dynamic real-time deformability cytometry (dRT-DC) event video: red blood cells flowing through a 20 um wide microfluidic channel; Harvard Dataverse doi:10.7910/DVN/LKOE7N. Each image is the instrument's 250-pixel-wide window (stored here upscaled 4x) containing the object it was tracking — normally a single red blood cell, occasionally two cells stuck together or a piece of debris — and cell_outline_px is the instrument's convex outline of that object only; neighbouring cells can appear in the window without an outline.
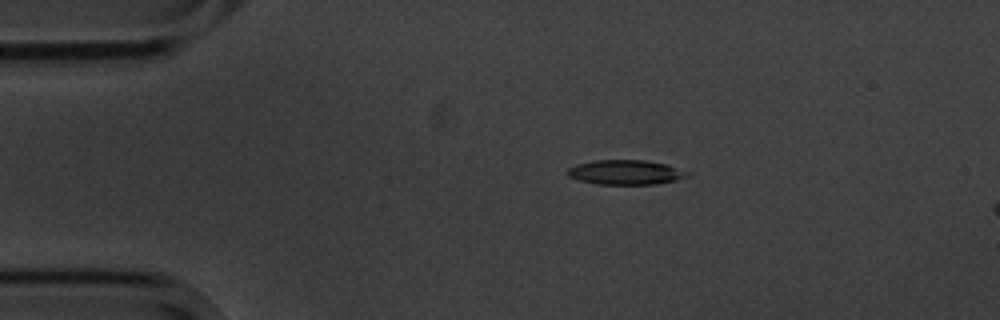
{"species": "common noctule bat (a hibernating species)", "species_latin": "Nyctalus noctula", "temperature_condition": "cold", "stored_images_in_passage": 5, "camera_frame_rate_fps": 3000, "um_per_image_px": 0.085, "animal": {"sex": "male", "body_mass_g": 20.1, "forearm_length_mm": 53.5}, "frame": {"image": 1, "passage_image": 1, "time_ms": 0.0, "image_size_px": [1000, 320], "cell_outline_px": [[688, 176], [676, 180], [656, 184], [596, 184], [580, 180], [568, 176], [568, 168], [576, 164], [596, 160], [644, 160], [664, 164]], "centroid_in_image_um": [53.05, 14.65], "position_along_channel_um": 32.0, "area_um2": 16.59}}
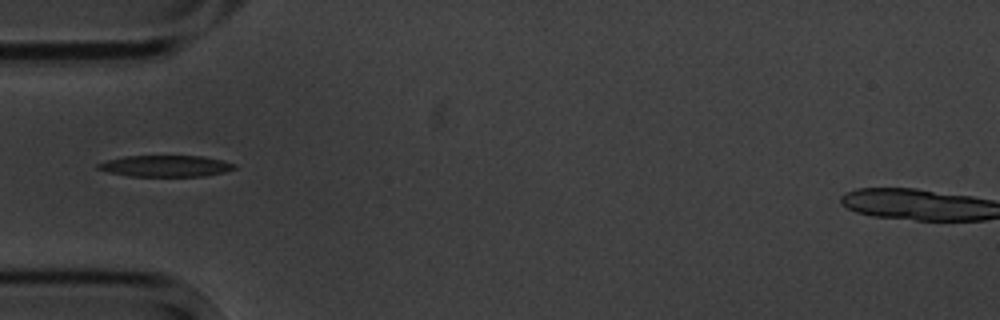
{"frame": {"image": 2, "passage_image": 3, "time_ms": 2.333, "image_size_px": [1000, 320], "cell_outline_px": [[236, 168], [224, 172], [204, 176], [128, 176], [108, 172], [96, 168], [96, 164], [108, 160], [124, 156], [204, 156], [236, 164]], "centroid_in_image_um": [14.06, 14.11], "position_along_channel_um": 70.9, "area_um2": 16.94}}